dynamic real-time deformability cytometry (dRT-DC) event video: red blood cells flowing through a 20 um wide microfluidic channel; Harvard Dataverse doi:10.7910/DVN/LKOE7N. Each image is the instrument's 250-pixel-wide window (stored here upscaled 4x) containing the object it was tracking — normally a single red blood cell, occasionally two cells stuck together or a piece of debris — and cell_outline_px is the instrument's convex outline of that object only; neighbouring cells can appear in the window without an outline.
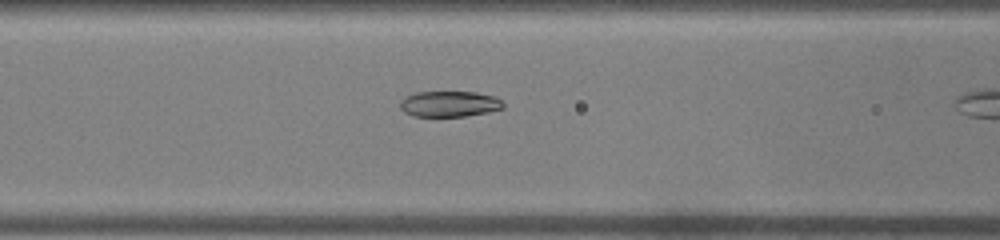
{"species": "common noctule bat (a hibernating species)", "species_latin": "Nyctalus noctula", "temperature_condition": "warm", "stored_images_in_passage": 6, "camera_frame_rate_fps": 3000, "um_per_image_px": 0.085, "animal": {"sex": "male", "body_mass_g": 19.0, "forearm_length_mm": 50.8}, "frame": {"image": 1, "passage_image": 5, "time_ms": 1.333, "image_size_px": [1000, 240], "cell_outline_px": [[504, 108], [488, 112], [464, 116], [412, 116], [404, 112], [400, 108], [400, 100], [416, 92], [476, 92], [492, 96], [500, 100], [504, 104]], "centroid_in_image_um": [38.18, 8.84], "position_along_channel_um": 128.4, "area_um2": 15.37}}